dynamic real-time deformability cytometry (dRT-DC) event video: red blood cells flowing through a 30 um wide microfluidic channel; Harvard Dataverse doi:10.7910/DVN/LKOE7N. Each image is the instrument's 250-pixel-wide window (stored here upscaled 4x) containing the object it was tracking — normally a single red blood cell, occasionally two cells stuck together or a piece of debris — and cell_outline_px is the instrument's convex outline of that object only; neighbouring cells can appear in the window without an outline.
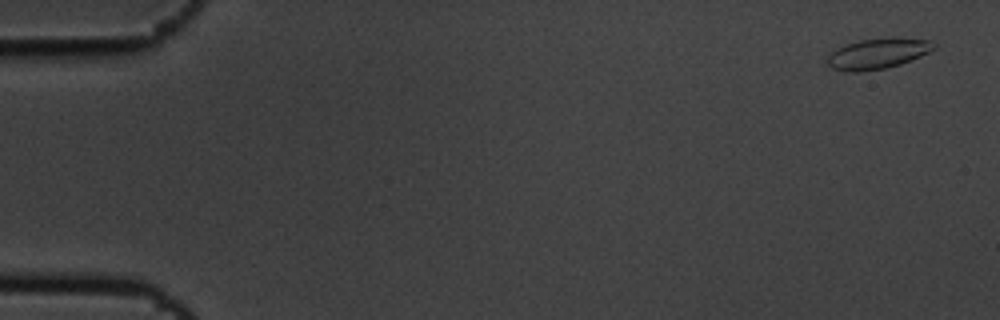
{"species": "common noctule bat (a hibernating species)", "species_latin": "Nyctalus noctula", "temperature_condition": "cold", "stored_images_in_passage": 15, "camera_frame_rate_fps": 3000, "um_per_image_px": 0.085, "animal": {"sex": "male", "body_mass_g": 19.5, "forearm_length_mm": 54.6}, "frame": {"image": 1, "passage_image": 1, "time_ms": 0.0, "image_size_px": [1000, 320], "cell_outline_px": [[936, 48], [920, 56], [900, 64], [884, 68], [860, 72], [848, 72], [832, 68], [828, 64], [828, 56], [836, 48], [844, 44], [860, 40], [896, 36], [928, 40], [936, 44]], "centroid_in_image_um": [74.61, 4.53], "position_along_channel_um": 10.4, "area_um2": 19.07}}
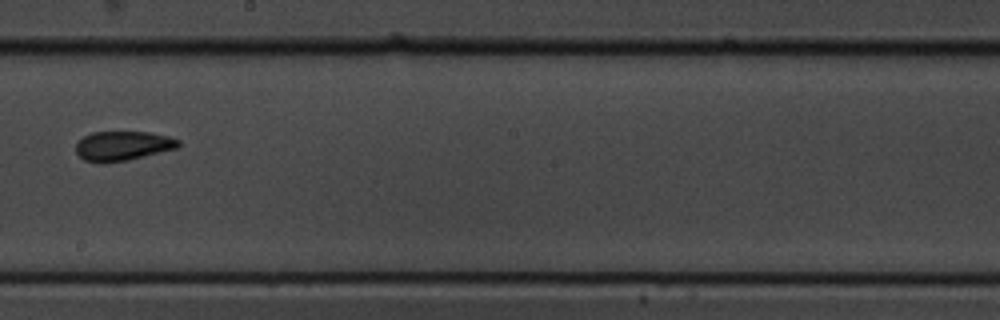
{"frame": {"image": 2, "passage_image": 9, "time_ms": 2.667, "image_size_px": [1000, 320], "cell_outline_px": [[180, 144], [176, 148], [128, 160], [84, 160], [76, 152], [76, 144], [84, 136], [92, 132], [148, 132], [168, 136], [180, 140]], "centroid_in_image_um": [10.47, 12.35], "position_along_channel_um": 237.7, "area_um2": 16.94}}
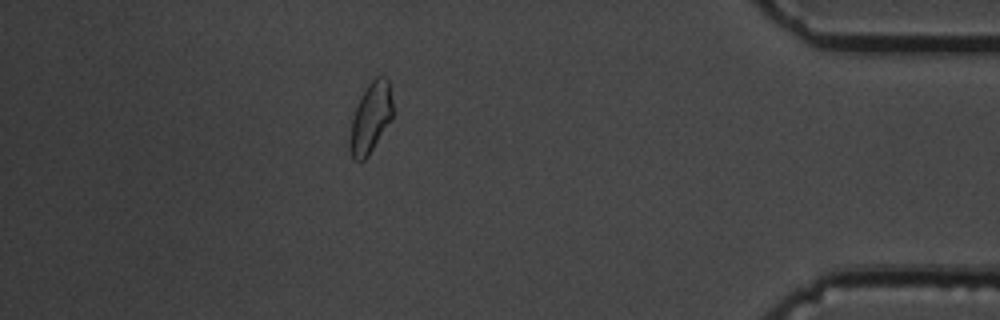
{"frame": {"image": 3, "passage_image": 14, "time_ms": 4.333, "image_size_px": [1000, 320], "cell_outline_px": [[392, 120], [368, 156], [360, 164], [352, 160], [348, 148], [348, 140], [352, 120], [356, 108], [368, 84], [376, 76], [384, 76], [388, 80], [392, 104]], "centroid_in_image_um": [31.48, 10.11], "position_along_channel_um": 403.7, "area_um2": 17.69}}